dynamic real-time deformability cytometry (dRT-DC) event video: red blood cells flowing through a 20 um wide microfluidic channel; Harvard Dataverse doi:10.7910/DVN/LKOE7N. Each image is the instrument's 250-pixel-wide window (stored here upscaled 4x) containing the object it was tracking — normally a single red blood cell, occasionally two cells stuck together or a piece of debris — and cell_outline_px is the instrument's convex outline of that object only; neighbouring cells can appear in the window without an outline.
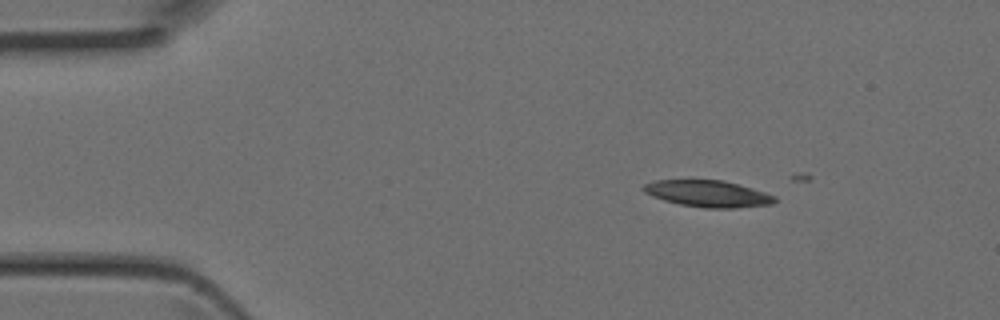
{"species": "Egyptian fruit bat (a non-hibernating species)", "species_latin": "Rousettus aegyptiacus", "temperature_condition": "room temperature", "stored_images_in_passage": 4, "camera_frame_rate_fps": 3000, "um_per_image_px": 0.085, "animal": {"sex": "female"}, "frame": {"image": 1, "passage_image": 1, "time_ms": 0.0, "image_size_px": [1000, 320], "cell_outline_px": [[776, 200], [772, 204], [736, 208], [704, 208], [680, 204], [664, 200], [652, 196], [644, 192], [640, 188], [644, 184], [656, 180], [724, 180], [752, 188], [776, 196]], "centroid_in_image_um": [60.16, 16.46], "position_along_channel_um": 24.8, "area_um2": 20.35}}